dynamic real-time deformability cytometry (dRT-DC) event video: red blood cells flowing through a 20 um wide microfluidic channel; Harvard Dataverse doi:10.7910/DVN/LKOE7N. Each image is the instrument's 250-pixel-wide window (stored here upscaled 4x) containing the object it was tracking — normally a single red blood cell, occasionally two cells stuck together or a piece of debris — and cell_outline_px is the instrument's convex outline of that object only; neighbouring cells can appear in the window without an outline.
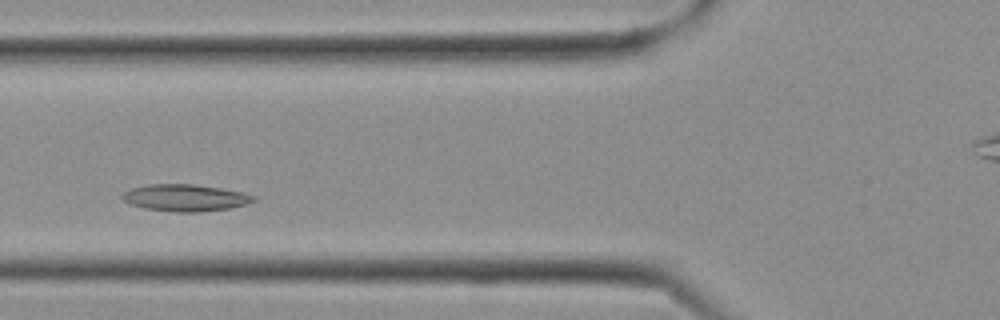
{"species": "Egyptian fruit bat (a non-hibernating species)", "species_latin": "Rousettus aegyptiacus", "temperature_condition": "cold", "stored_images_in_passage": 9, "camera_frame_rate_fps": 3000, "um_per_image_px": 0.085, "frame": {"image": 1, "passage_image": 6, "time_ms": 1.667, "image_size_px": [1000, 320], "cell_outline_px": [[256, 200], [248, 204], [232, 208], [200, 212], [172, 212], [144, 208], [128, 204], [120, 196], [124, 192], [132, 188], [148, 184], [192, 184], [220, 188], [240, 192], [256, 196]], "centroid_in_image_um": [15.74, 16.82], "position_along_channel_um": 110.1, "area_um2": 20.69}}
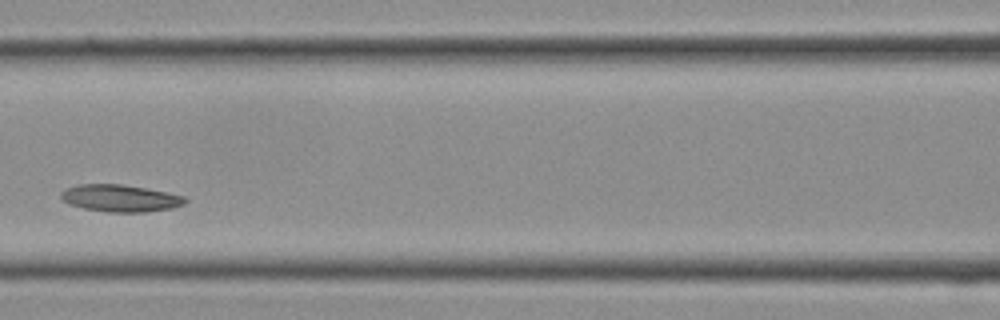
{"frame": {"image": 2, "passage_image": 8, "time_ms": 2.333, "image_size_px": [1000, 320], "cell_outline_px": [[188, 200], [184, 204], [172, 208], [144, 212], [108, 212], [84, 208], [68, 204], [60, 196], [60, 192], [64, 188], [76, 184], [120, 184], [168, 192], [184, 196]], "centroid_in_image_um": [10.2, 16.84], "position_along_channel_um": 156.4, "area_um2": 19.65}}